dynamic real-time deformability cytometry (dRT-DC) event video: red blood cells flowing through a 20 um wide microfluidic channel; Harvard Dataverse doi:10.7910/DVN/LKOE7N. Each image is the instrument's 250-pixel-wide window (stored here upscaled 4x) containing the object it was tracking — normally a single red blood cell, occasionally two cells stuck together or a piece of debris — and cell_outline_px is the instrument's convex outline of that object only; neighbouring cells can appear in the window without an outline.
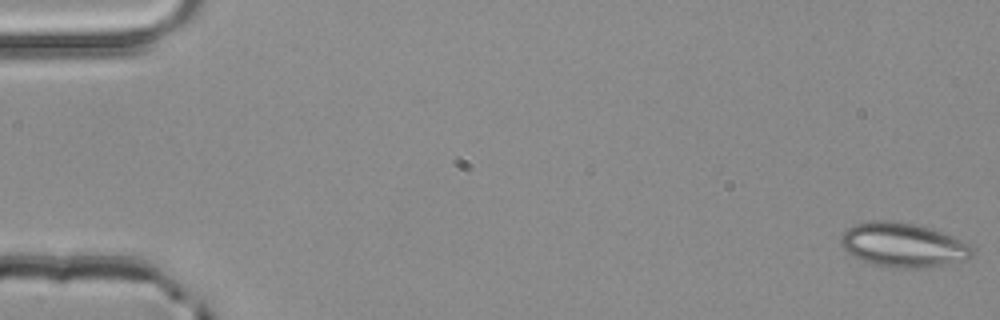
{"species": "common noctule bat (a hibernating species)", "species_latin": "Nyctalus noctula", "temperature_condition": "room temperature", "stored_images_in_passage": 4, "segment_of_instrument_passage": [1, 2], "camera_frame_rate_fps": 3000, "um_per_image_px": 0.085, "animal": {"sex": "male", "body_mass_g": 20.4}, "frame": {"image": 1, "passage_image": 1, "time_ms": 0.0, "image_size_px": [1000, 320], "cell_outline_px": [[976, 248], [972, 256], [968, 260], [924, 268], [908, 268], [872, 264], [852, 256], [840, 244], [840, 236], [852, 224], [872, 220], [892, 220], [916, 224], [932, 228], [972, 244]], "centroid_in_image_um": [76.8, 20.81], "position_along_channel_um": 8.2, "area_um2": 34.33}}